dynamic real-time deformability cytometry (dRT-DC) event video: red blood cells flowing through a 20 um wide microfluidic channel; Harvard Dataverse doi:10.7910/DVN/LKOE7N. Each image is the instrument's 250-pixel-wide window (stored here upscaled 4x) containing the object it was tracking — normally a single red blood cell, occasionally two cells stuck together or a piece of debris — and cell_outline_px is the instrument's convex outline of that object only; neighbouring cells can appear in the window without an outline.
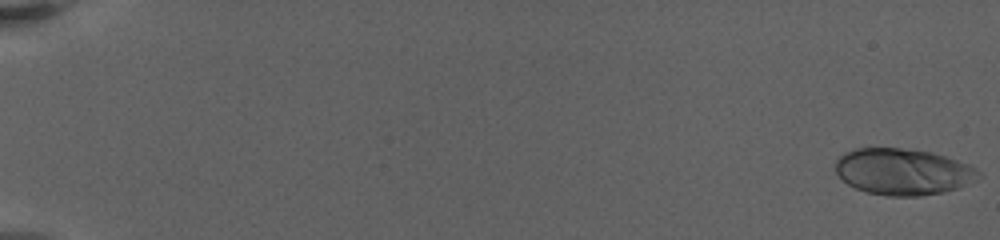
{"species": "human", "species_latin": "Homo sapiens", "temperature_condition": "warm", "stored_images_in_passage": 47, "camera_frame_rate_fps": 3000, "um_per_image_px": 0.085, "donor": {"sex": "female"}, "frame": {"image": 1, "passage_image": 1, "time_ms": 0.0, "image_size_px": [1000, 240], "cell_outline_px": [[980, 176], [976, 180], [956, 188], [944, 192], [920, 196], [888, 196], [868, 192], [856, 188], [848, 184], [836, 172], [836, 160], [844, 152], [856, 148], [900, 148], [932, 152], [968, 164], [976, 168], [980, 172]], "centroid_in_image_um": [76.75, 14.59], "position_along_channel_um": 8.2, "area_um2": 38.49}}
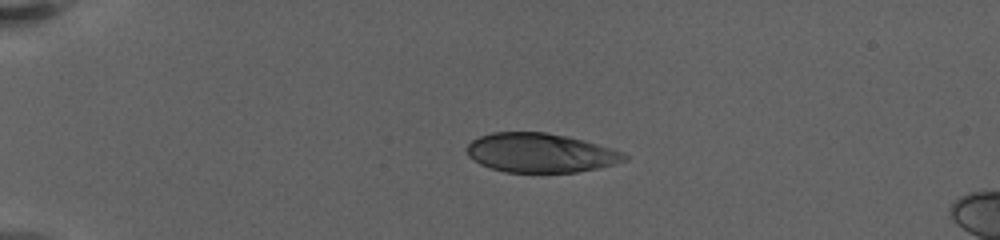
{"frame": {"image": 2, "passage_image": 34, "time_ms": 5.333, "image_size_px": [1000, 240], "cell_outline_px": [[628, 160], [616, 164], [576, 172], [504, 172], [480, 164], [472, 160], [468, 156], [468, 144], [472, 140], [480, 136], [492, 132], [544, 132], [568, 136], [584, 140], [612, 148], [624, 152], [628, 156]], "centroid_in_image_um": [45.96, 12.99], "position_along_channel_um": 39.0, "area_um2": 36.07}}